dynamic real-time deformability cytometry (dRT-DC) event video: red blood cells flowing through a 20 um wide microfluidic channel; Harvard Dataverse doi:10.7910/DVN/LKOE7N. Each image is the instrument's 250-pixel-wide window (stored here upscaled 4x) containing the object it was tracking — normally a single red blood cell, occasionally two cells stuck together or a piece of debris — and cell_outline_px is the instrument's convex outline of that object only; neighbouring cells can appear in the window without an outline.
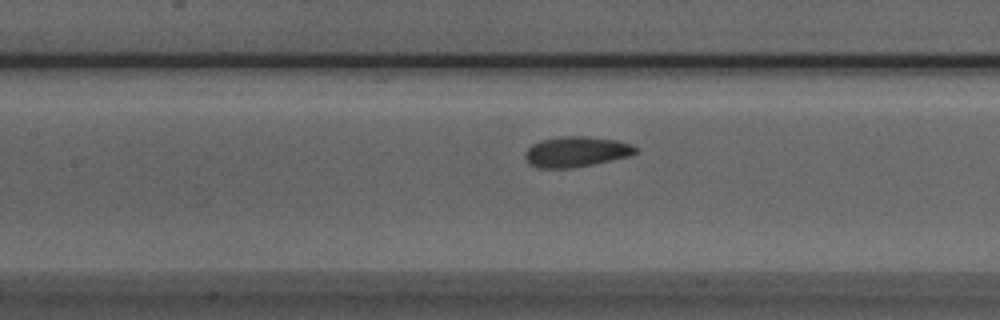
{"species": "Egyptian fruit bat (a non-hibernating species)", "species_latin": "Rousettus aegyptiacus", "temperature_condition": "room temperature", "stored_images_in_passage": 31, "camera_frame_rate_fps": 3000, "um_per_image_px": 0.085, "animal": {"sex": "male"}, "frame": {"image": 1, "passage_image": 10, "time_ms": 3.0, "image_size_px": [1000, 320], "cell_outline_px": [[640, 148], [632, 156], [572, 168], [536, 168], [528, 164], [524, 156], [524, 152], [532, 144], [540, 140], [564, 136], [584, 136], [616, 140], [632, 144]], "centroid_in_image_um": [48.97, 12.9], "position_along_channel_um": 158.4, "area_um2": 19.83}}
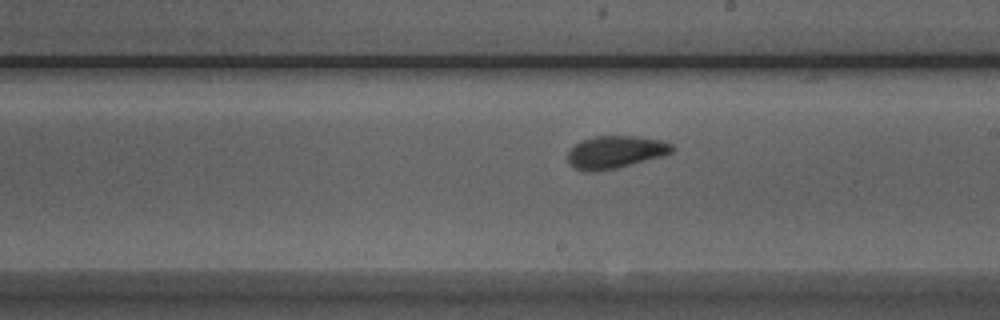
{"frame": {"image": 2, "passage_image": 16, "time_ms": 5.0, "image_size_px": [1000, 320], "cell_outline_px": [[676, 148], [672, 152], [664, 156], [616, 168], [596, 172], [584, 172], [576, 168], [568, 160], [568, 152], [580, 140], [592, 136], [640, 136], [660, 140], [672, 144]], "centroid_in_image_um": [52.33, 12.92], "position_along_channel_um": 236.7, "area_um2": 19.94}}
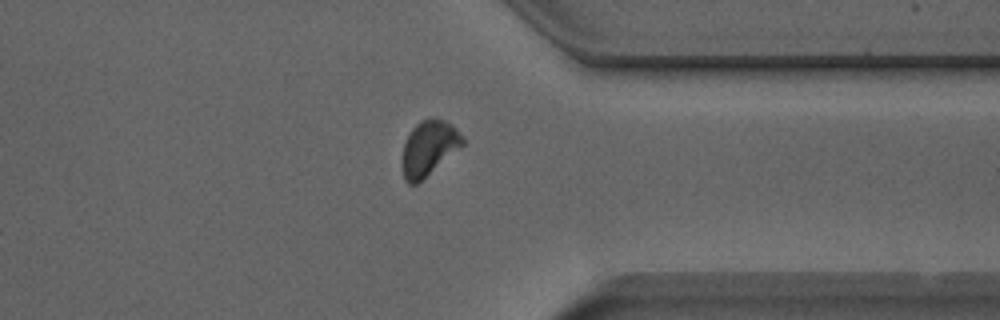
{"frame": {"image": 3, "passage_image": 27, "time_ms": 8.667, "image_size_px": [1000, 320], "cell_outline_px": [[464, 144], [416, 184], [408, 184], [404, 180], [400, 164], [400, 160], [404, 140], [412, 128], [420, 120], [444, 120], [452, 124], [464, 136]], "centroid_in_image_um": [36.39, 12.6], "position_along_channel_um": 375.0, "area_um2": 19.36}, "authors_computed_cell_mechanics": {"area_um2": 19.5942, "velocity_mm_per_s": 3.9266, "shape_relaxation_time_tau1_ms": 3.1939, "shape_relaxation_time_tau2_ms": 1.331, "deformation_change_tau1": 0.0941, "deformation_change_tau2": 0.0554}}